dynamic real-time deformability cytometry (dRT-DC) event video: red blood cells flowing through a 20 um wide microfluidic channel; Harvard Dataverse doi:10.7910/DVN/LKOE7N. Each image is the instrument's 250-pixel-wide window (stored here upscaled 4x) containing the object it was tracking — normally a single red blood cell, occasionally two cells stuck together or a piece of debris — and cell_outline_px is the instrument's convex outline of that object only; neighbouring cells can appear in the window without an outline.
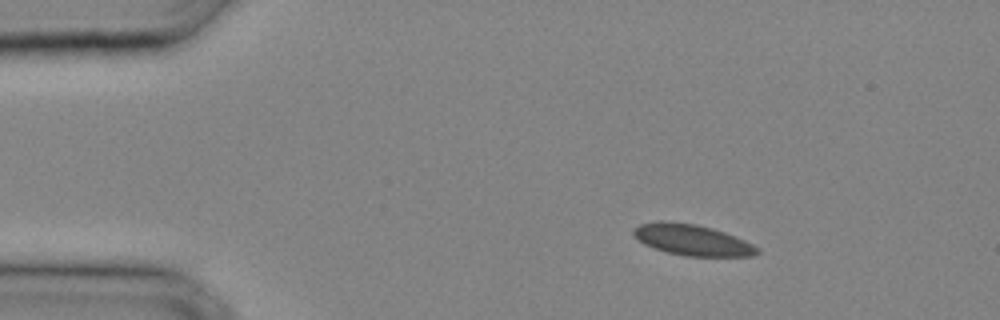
{"species": "common noctule bat (a hibernating species)", "species_latin": "Nyctalus noctula", "temperature_condition": "cold", "stored_images_in_passage": 27, "camera_frame_rate_fps": 3000, "um_per_image_px": 0.085, "animal": {"sex": "male", "body_mass_g": 20.4}, "frame": {"image": 1, "passage_image": 1, "time_ms": 0.0, "image_size_px": [1000, 320], "cell_outline_px": [[760, 252], [752, 256], [684, 256], [652, 248], [644, 244], [632, 232], [632, 228], [640, 224], [656, 220], [664, 220], [696, 224], [712, 228], [724, 232], [744, 240], [760, 248]], "centroid_in_image_um": [58.81, 20.38], "position_along_channel_um": 26.2, "area_um2": 22.43}}
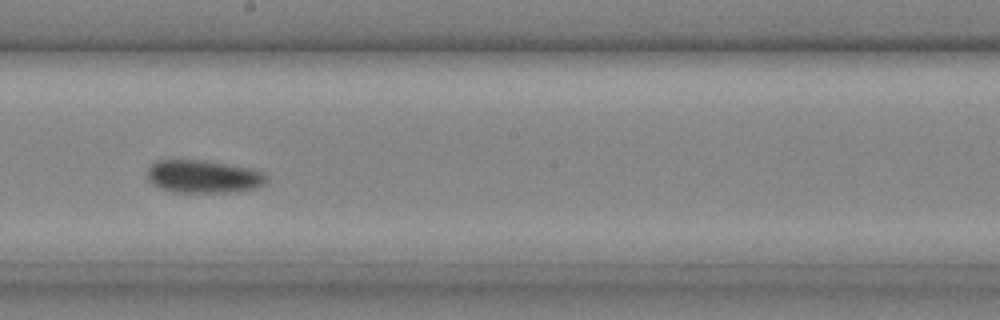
{"frame": {"image": 2, "passage_image": 14, "time_ms": 4.333, "image_size_px": [1000, 320], "cell_outline_px": [[268, 180], [264, 184], [256, 188], [228, 192], [176, 192], [160, 188], [152, 184], [148, 180], [148, 168], [156, 160], [204, 160], [252, 168], [264, 172], [268, 176]], "centroid_in_image_um": [17.31, 15.0], "position_along_channel_um": 230.9, "area_um2": 22.95}}
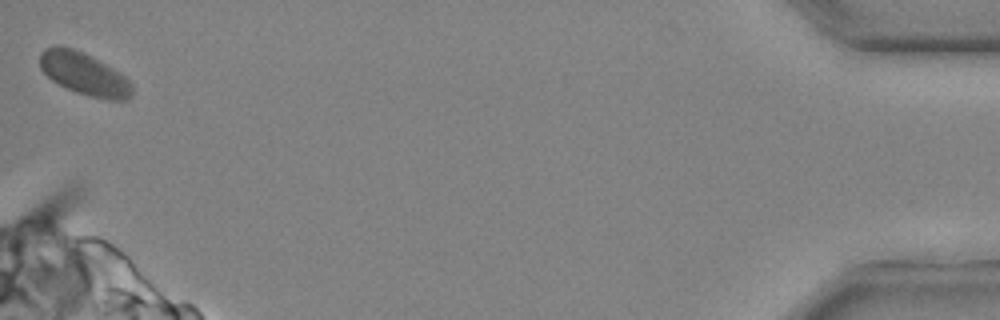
{"frame": {"image": 3, "passage_image": 27, "time_ms": 8.667, "image_size_px": [1000, 320], "cell_outline_px": [[132, 96], [128, 100], [108, 100], [88, 96], [76, 92], [52, 80], [40, 68], [40, 52], [44, 48], [56, 44], [72, 48], [112, 68], [124, 76], [132, 84]], "centroid_in_image_um": [7.14, 6.29], "position_along_channel_um": 428.1, "area_um2": 22.54}}